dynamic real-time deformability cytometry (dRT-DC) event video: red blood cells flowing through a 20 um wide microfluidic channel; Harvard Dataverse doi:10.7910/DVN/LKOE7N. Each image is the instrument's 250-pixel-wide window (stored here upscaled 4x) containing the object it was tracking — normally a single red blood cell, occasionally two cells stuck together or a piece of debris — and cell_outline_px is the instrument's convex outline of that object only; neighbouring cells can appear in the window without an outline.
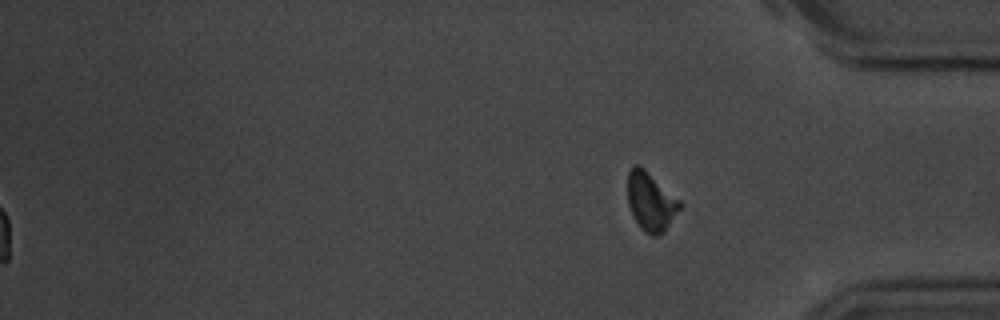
{"species": "common noctule bat (a hibernating species)", "species_latin": "Nyctalus noctula", "temperature_condition": "room temperature", "stored_images_in_passage": 47, "segment_of_instrument_passage": [2, 2], "camera_frame_rate_fps": 3000, "um_per_image_px": 0.085, "animal": {"sex": "male", "body_mass_g": 20.1, "forearm_length_mm": 53.5}, "frame": {"image": 1, "passage_image": 47, "time_ms": 15.333, "image_size_px": [1000, 320], "cell_outline_px": [[684, 204], [664, 232], [656, 236], [652, 236], [644, 232], [640, 228], [632, 216], [628, 204], [628, 172], [636, 164], [640, 164], [680, 200]], "centroid_in_image_um": [55.32, 17.15], "position_along_channel_um": 379.9, "area_um2": 18.03}}